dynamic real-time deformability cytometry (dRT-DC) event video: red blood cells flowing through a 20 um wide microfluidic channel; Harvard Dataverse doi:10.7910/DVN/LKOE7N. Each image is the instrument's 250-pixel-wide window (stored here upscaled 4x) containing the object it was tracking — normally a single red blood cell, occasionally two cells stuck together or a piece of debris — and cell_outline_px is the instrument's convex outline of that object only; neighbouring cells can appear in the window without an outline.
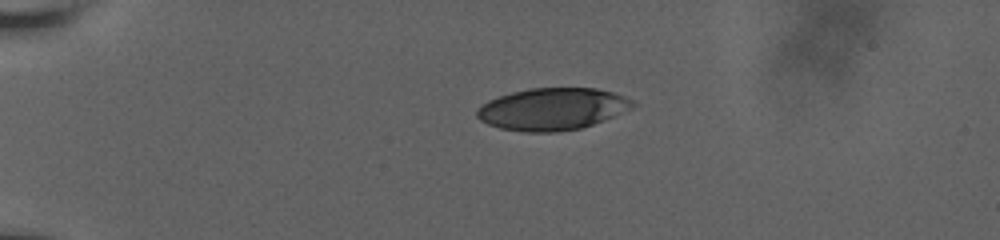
{"species": "human", "species_latin": "Homo sapiens", "temperature_condition": "room temperature", "stored_images_in_passage": 43, "camera_frame_rate_fps": 3000, "um_per_image_px": 0.085, "donor": {"sex": "male"}, "frame": {"image": 1, "passage_image": 1, "time_ms": 0.0, "image_size_px": [1000, 240], "cell_outline_px": [[636, 104], [632, 108], [604, 120], [580, 128], [556, 132], [524, 132], [500, 128], [488, 124], [480, 120], [476, 116], [476, 108], [480, 104], [488, 100], [512, 92], [528, 88], [596, 88], [612, 92], [624, 96], [632, 100]], "centroid_in_image_um": [46.92, 9.26], "position_along_channel_um": 38.1, "area_um2": 38.21}}
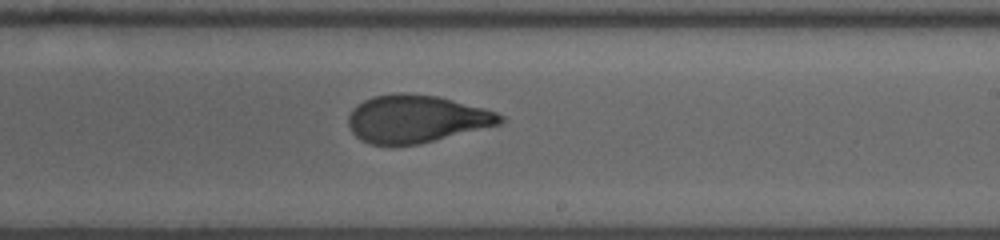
{"frame": {"image": 2, "passage_image": 23, "time_ms": 7.333, "image_size_px": [1000, 240], "cell_outline_px": [[504, 120], [500, 124], [420, 144], [372, 144], [360, 140], [352, 132], [348, 124], [348, 116], [352, 108], [364, 100], [372, 96], [396, 92], [404, 92], [436, 96], [484, 108], [496, 112], [504, 116]], "centroid_in_image_um": [35.36, 10.09], "position_along_channel_um": 253.6, "area_um2": 42.02}}
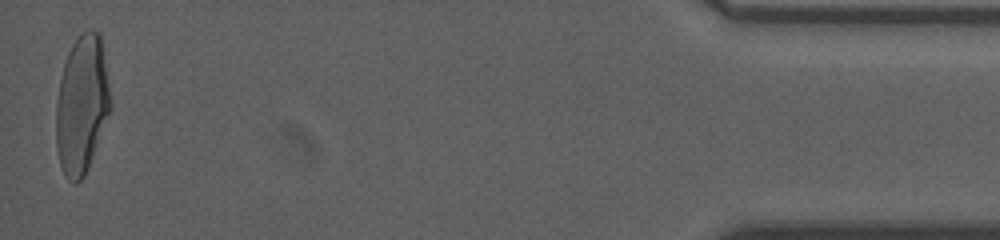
{"frame": {"image": 3, "passage_image": 43, "time_ms": 14.0, "image_size_px": [1000, 240], "cell_outline_px": [[112, 108], [88, 168], [84, 176], [76, 184], [68, 180], [60, 164], [56, 144], [56, 104], [60, 80], [64, 64], [68, 52], [72, 44], [88, 28], [92, 28], [100, 32], [112, 104]], "centroid_in_image_um": [6.97, 8.89], "position_along_channel_um": 428.2, "area_um2": 43.81}, "authors_computed_cell_mechanics": {"area_um2": 42.3674, "velocity_mm_per_s": 3.8056, "shape_relaxation_time_tau1_ms": 7.6143, "shape_relaxation_time_tau2_ms": 1.077, "deformation_change_tau1": 0.2545, "deformation_change_tau2": 0.0824}}